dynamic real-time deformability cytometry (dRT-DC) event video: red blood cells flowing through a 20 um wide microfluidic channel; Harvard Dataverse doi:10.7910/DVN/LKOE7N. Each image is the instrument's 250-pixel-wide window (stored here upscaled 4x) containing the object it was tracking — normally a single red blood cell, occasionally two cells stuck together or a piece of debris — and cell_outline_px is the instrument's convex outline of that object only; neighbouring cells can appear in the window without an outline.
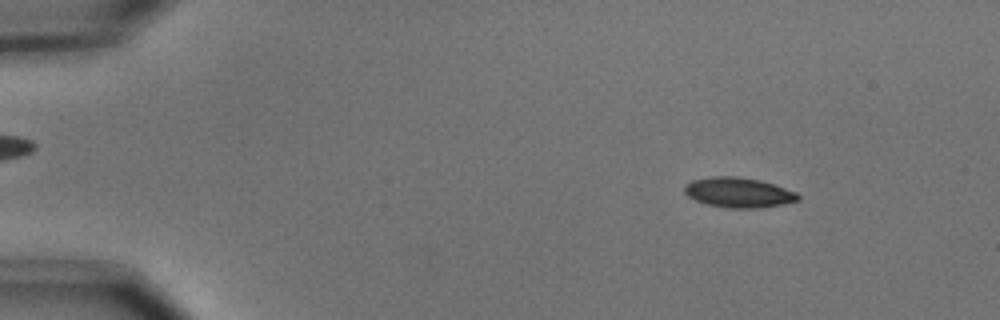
{"species": "common noctule bat (a hibernating species)", "species_latin": "Nyctalus noctula", "temperature_condition": "cold", "stored_images_in_passage": 54, "camera_frame_rate_fps": 3000, "um_per_image_px": 0.085, "animal": {"sex": "male", "body_mass_g": 15.6}, "frame": {"image": 1, "passage_image": 7, "time_ms": 2.0, "image_size_px": [1000, 320], "cell_outline_px": [[800, 200], [784, 204], [756, 208], [732, 208], [708, 204], [696, 200], [688, 196], [684, 192], [684, 184], [692, 180], [708, 176], [736, 176], [760, 180], [796, 192], [800, 196]], "centroid_in_image_um": [62.76, 16.35], "position_along_channel_um": 22.2, "area_um2": 19.83}}
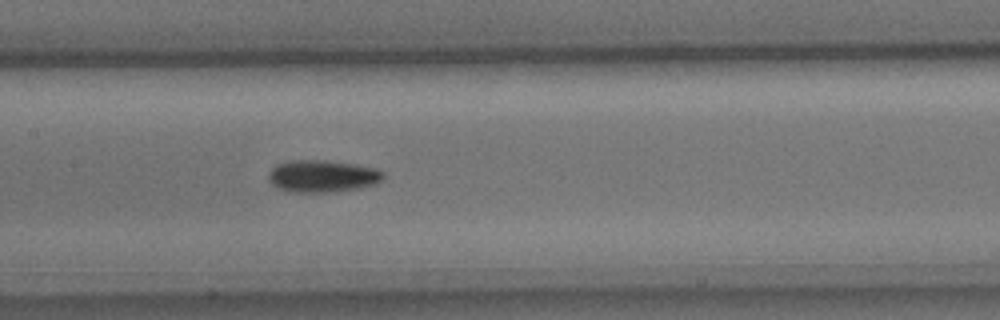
{"frame": {"image": 2, "passage_image": 27, "time_ms": 8.667, "image_size_px": [1000, 320], "cell_outline_px": [[384, 176], [380, 180], [372, 184], [360, 188], [336, 192], [292, 192], [276, 188], [268, 180], [268, 172], [276, 164], [288, 160], [328, 160], [376, 168], [384, 172]], "centroid_in_image_um": [27.35, 14.97], "position_along_channel_um": 180.0, "area_um2": 21.68}}
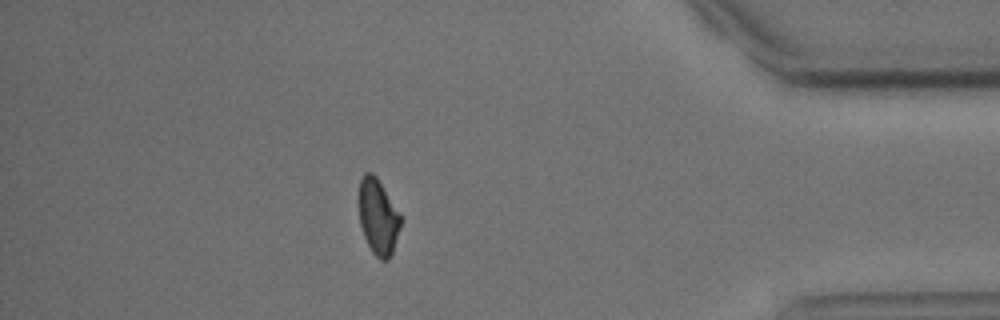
{"frame": {"image": 3, "passage_image": 48, "time_ms": 15.667, "image_size_px": [1000, 320], "cell_outline_px": [[400, 228], [392, 252], [388, 260], [380, 260], [372, 252], [364, 236], [360, 224], [360, 180], [364, 172], [372, 172], [376, 176], [400, 212]], "centroid_in_image_um": [32.15, 18.42], "position_along_channel_um": 403.1, "area_um2": 18.15}, "authors_computed_cell_mechanics": {"area_um2": 19.7676, "velocity_mm_per_s": 3.6935, "shape_relaxation_time_tau1_ms": 3.8658, "shape_relaxation_time_tau2_ms": null, "deformation_change_tau1": 0.1129, "deformation_change_tau2": null}}